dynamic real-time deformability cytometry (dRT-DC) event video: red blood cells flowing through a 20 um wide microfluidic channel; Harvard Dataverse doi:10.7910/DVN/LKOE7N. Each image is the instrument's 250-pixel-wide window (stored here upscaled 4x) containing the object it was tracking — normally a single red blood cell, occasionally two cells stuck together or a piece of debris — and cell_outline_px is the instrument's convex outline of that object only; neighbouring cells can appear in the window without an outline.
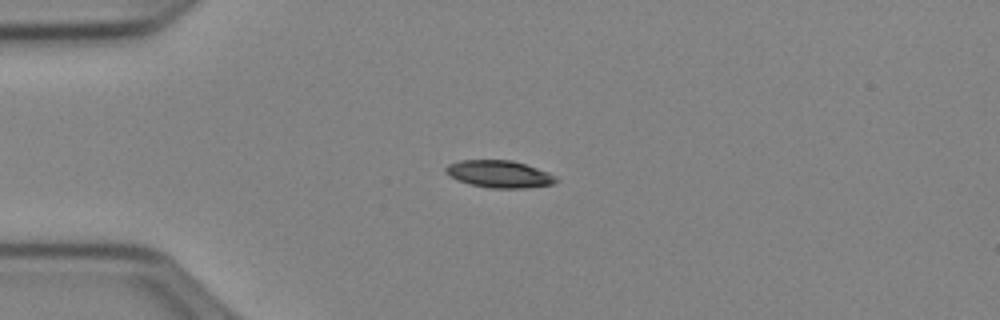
{"species": "Egyptian fruit bat (a non-hibernating species)", "species_latin": "Rousettus aegyptiacus", "temperature_condition": "cold", "stored_images_in_passage": 49, "camera_frame_rate_fps": 3000, "um_per_image_px": 0.085, "animal": {"sex": "female"}, "frame": {"image": 1, "passage_image": 10, "time_ms": 3.0, "image_size_px": [1000, 320], "cell_outline_px": [[560, 180], [552, 184], [524, 188], [492, 188], [472, 184], [456, 180], [448, 176], [444, 172], [444, 168], [448, 164], [460, 160], [512, 160], [548, 172], [556, 176]], "centroid_in_image_um": [42.41, 14.79], "position_along_channel_um": 42.6, "area_um2": 17.51}}
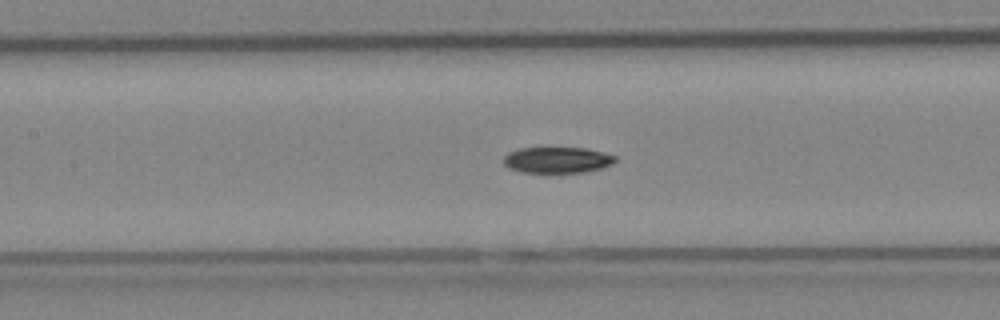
{"frame": {"image": 2, "passage_image": 21, "time_ms": 6.667, "image_size_px": [1000, 320], "cell_outline_px": [[616, 160], [612, 164], [600, 168], [584, 172], [520, 172], [508, 168], [504, 164], [504, 156], [508, 152], [520, 148], [584, 148], [604, 152], [616, 156]], "centroid_in_image_um": [47.35, 13.59], "position_along_channel_um": 160.0, "area_um2": 16.88}}
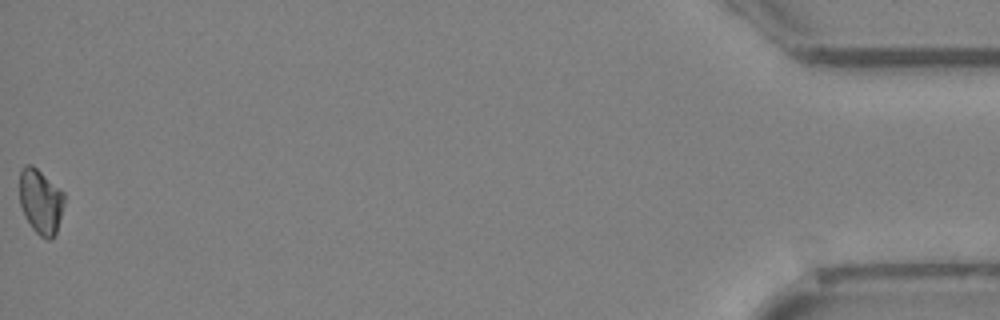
{"frame": {"image": 3, "passage_image": 49, "time_ms": 16.0, "image_size_px": [1000, 320], "cell_outline_px": [[64, 200], [56, 232], [52, 240], [48, 240], [40, 236], [32, 228], [20, 204], [20, 168], [24, 164], [32, 164], [60, 188], [64, 192]], "centroid_in_image_um": [3.45, 17.09], "position_along_channel_um": 431.8, "area_um2": 16.76}, "authors_computed_cell_mechanics": {"area_um2": 17.2822, "velocity_mm_per_s": 3.9383, "shape_relaxation_time_tau1_ms": 3.1427, "shape_relaxation_time_tau2_ms": null, "deformation_change_tau1": 0.0931, "deformation_change_tau2": null}}